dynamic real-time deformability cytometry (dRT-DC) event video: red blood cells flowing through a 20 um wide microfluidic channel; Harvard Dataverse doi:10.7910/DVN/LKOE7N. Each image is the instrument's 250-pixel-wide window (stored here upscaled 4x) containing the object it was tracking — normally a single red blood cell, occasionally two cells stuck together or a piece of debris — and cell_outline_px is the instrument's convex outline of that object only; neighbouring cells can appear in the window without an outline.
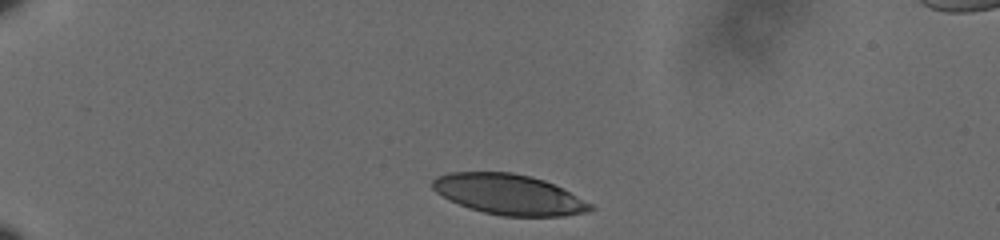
{"species": "human", "species_latin": "Homo sapiens", "temperature_condition": "cold", "stored_images_in_passage": 5, "camera_frame_rate_fps": 3000, "um_per_image_px": 0.085, "donor": {"sex": "male"}, "frame": {"image": 1, "passage_image": 1, "time_ms": 0.0, "image_size_px": [1000, 240], "cell_outline_px": [[596, 208], [588, 212], [564, 216], [500, 216], [468, 208], [436, 192], [432, 188], [432, 180], [436, 176], [448, 172], [512, 172], [544, 180], [592, 204]], "centroid_in_image_um": [43.24, 16.53], "position_along_channel_um": 41.8, "area_um2": 36.88}}
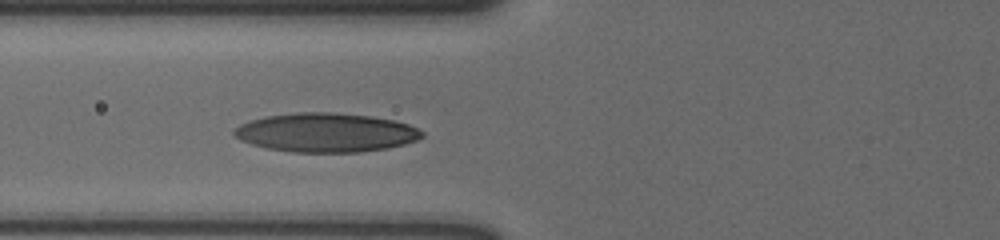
{"frame": {"image": 2, "passage_image": 5, "time_ms": 1.333, "image_size_px": [1000, 240], "cell_outline_px": [[424, 136], [416, 140], [404, 144], [388, 148], [360, 152], [292, 152], [268, 148], [252, 144], [240, 140], [232, 136], [232, 132], [240, 124], [248, 120], [268, 116], [296, 112], [332, 112], [372, 116], [392, 120], [408, 124], [424, 132]], "centroid_in_image_um": [27.68, 11.26], "position_along_channel_um": 98.1, "area_um2": 42.77}}